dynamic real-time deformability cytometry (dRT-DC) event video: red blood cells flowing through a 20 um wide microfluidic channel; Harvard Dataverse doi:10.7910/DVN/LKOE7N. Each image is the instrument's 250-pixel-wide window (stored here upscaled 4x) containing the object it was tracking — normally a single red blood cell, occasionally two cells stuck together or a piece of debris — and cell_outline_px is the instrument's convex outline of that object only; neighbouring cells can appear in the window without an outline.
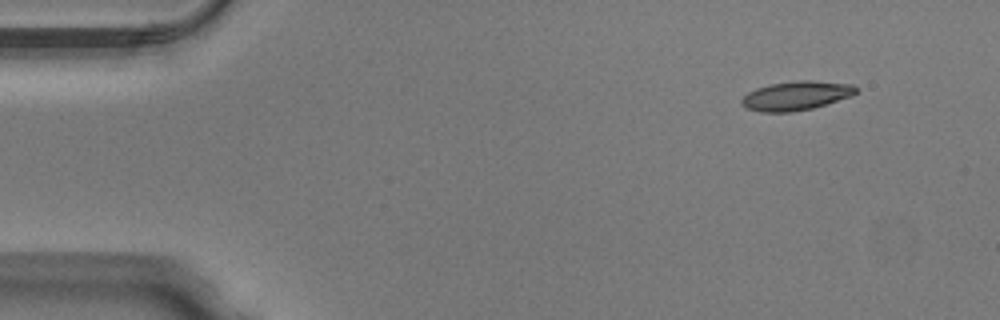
{"species": "Egyptian fruit bat (a non-hibernating species)", "species_latin": "Rousettus aegyptiacus", "temperature_condition": "warm", "stored_images_in_passage": 46, "camera_frame_rate_fps": 3000, "um_per_image_px": 0.085, "animal": {"sex": "male"}, "frame": {"image": 1, "passage_image": 1, "time_ms": 0.0, "image_size_px": [1000, 320], "cell_outline_px": [[856, 92], [852, 96], [812, 108], [792, 112], [760, 112], [748, 108], [740, 104], [740, 100], [748, 92], [756, 88], [768, 84], [796, 80], [812, 80], [852, 84], [856, 88]], "centroid_in_image_um": [67.64, 8.12], "position_along_channel_um": 17.4, "area_um2": 19.42}}
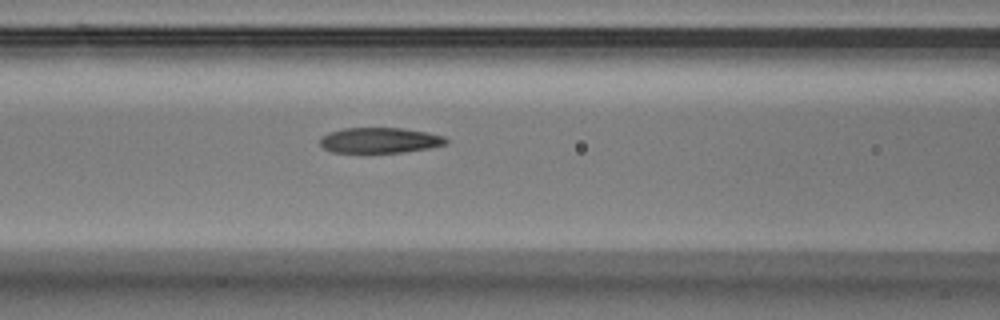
{"frame": {"image": 2, "passage_image": 17, "time_ms": 5.333, "image_size_px": [1000, 320], "cell_outline_px": [[448, 144], [432, 148], [404, 152], [332, 152], [324, 148], [320, 144], [320, 136], [328, 132], [344, 128], [400, 128], [428, 132], [444, 136], [448, 140]], "centroid_in_image_um": [32.31, 11.92], "position_along_channel_um": 134.3, "area_um2": 18.84}}
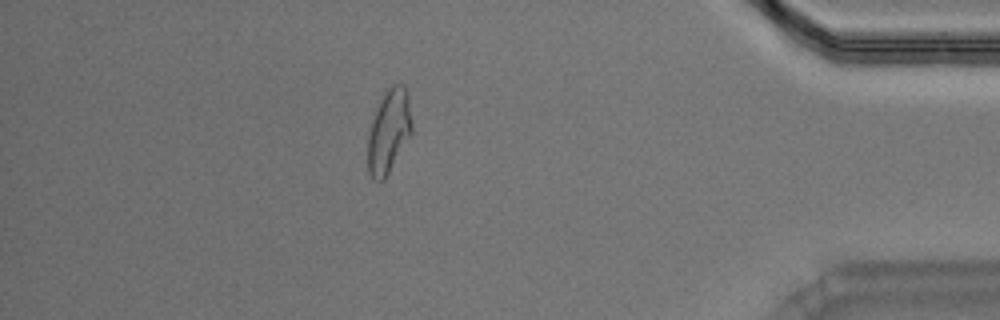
{"frame": {"image": 3, "passage_image": 40, "time_ms": 13.0, "image_size_px": [1000, 320], "cell_outline_px": [[412, 136], [384, 180], [372, 180], [368, 172], [368, 132], [376, 108], [380, 100], [388, 88], [392, 84], [404, 84], [408, 92], [412, 124]], "centroid_in_image_um": [33.07, 11.16], "position_along_channel_um": 402.1, "area_um2": 21.85}, "authors_computed_cell_mechanics": {"area_um2": 19.8543, "velocity_mm_per_s": 4.0316, "shape_relaxation_time_tau1_ms": null, "shape_relaxation_time_tau2_ms": 2.2392, "deformation_change_tau1": null, "deformation_change_tau2": 0.0997}}